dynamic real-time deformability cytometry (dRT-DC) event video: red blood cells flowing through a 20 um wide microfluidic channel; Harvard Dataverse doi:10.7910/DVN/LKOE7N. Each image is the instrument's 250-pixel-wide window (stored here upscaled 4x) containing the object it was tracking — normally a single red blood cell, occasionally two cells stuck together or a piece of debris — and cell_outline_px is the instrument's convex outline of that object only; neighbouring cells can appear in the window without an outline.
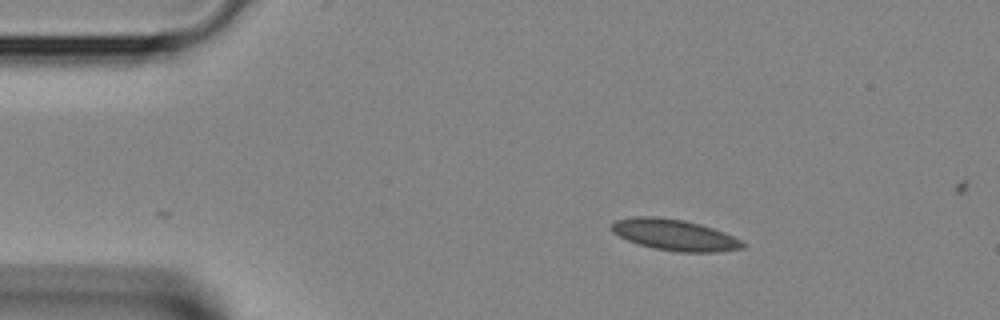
{"species": "Egyptian fruit bat (a non-hibernating species)", "species_latin": "Rousettus aegyptiacus", "temperature_condition": "room temperature", "stored_images_in_passage": 2, "camera_frame_rate_fps": 3000, "um_per_image_px": 0.085, "animal": {"sex": "female"}, "frame": {"image": 1, "passage_image": 2, "time_ms": 0.333, "image_size_px": [1000, 320], "cell_outline_px": [[748, 244], [744, 248], [716, 252], [680, 252], [656, 248], [640, 244], [628, 240], [612, 232], [612, 224], [616, 220], [632, 216], [656, 216], [684, 220], [700, 224], [724, 232]], "centroid_in_image_um": [57.36, 19.96], "position_along_channel_um": 27.6, "area_um2": 23.64}}